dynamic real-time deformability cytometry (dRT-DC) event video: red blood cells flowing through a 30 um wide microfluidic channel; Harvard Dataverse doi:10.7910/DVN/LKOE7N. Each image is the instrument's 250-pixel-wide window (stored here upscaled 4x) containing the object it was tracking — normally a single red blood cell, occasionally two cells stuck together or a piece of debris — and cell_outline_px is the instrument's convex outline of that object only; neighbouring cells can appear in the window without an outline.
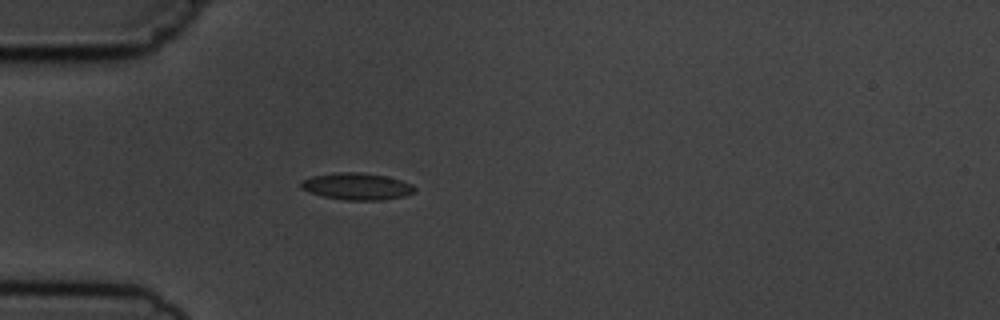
{"species": "common noctule bat (a hibernating species)", "species_latin": "Nyctalus noctula", "temperature_condition": "cold", "stored_images_in_passage": 3, "camera_frame_rate_fps": 3000, "um_per_image_px": 0.085, "animal": {"sex": "male", "body_mass_g": 19.5, "forearm_length_mm": 54.6}, "frame": {"image": 1, "passage_image": 3, "time_ms": 2.333, "image_size_px": [1000, 320], "cell_outline_px": [[416, 192], [404, 196], [380, 200], [344, 200], [324, 196], [300, 188], [300, 184], [304, 180], [312, 176], [336, 172], [360, 172], [388, 176], [412, 184], [416, 188]], "centroid_in_image_um": [30.38, 15.83], "position_along_channel_um": 54.6, "area_um2": 17.74}}